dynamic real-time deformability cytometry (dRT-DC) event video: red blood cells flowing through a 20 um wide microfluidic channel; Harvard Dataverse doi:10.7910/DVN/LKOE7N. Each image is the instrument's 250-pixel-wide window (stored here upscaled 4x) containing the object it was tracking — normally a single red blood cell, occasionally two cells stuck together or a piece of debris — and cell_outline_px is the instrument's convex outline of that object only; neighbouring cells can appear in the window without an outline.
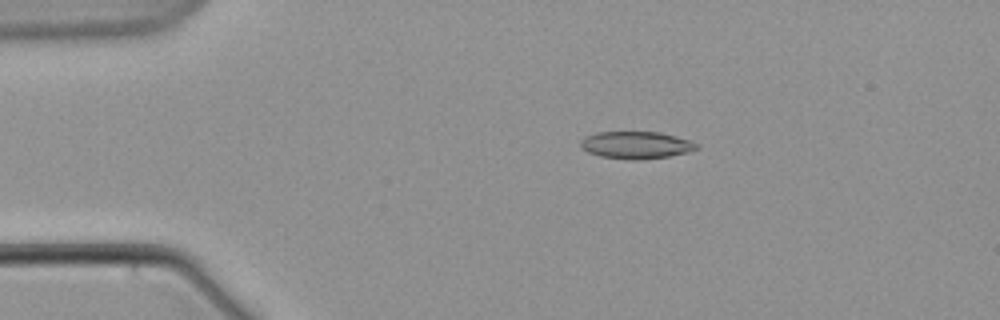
{"species": "common noctule bat (a hibernating species)", "species_latin": "Nyctalus noctula", "temperature_condition": "warm", "stored_images_in_passage": 5, "camera_frame_rate_fps": 3000, "um_per_image_px": 0.085, "animal": {"sex": "male", "body_mass_g": 21.5, "forearm_length_mm": 52.0}, "frame": {"image": 1, "passage_image": 3, "time_ms": 2.333, "image_size_px": [1000, 320], "cell_outline_px": [[700, 148], [688, 152], [668, 156], [636, 160], [632, 160], [600, 156], [588, 152], [580, 144], [580, 140], [584, 136], [596, 132], [660, 132], [676, 136], [700, 144]], "centroid_in_image_um": [54.08, 12.32], "position_along_channel_um": 30.9, "area_um2": 18.44}}